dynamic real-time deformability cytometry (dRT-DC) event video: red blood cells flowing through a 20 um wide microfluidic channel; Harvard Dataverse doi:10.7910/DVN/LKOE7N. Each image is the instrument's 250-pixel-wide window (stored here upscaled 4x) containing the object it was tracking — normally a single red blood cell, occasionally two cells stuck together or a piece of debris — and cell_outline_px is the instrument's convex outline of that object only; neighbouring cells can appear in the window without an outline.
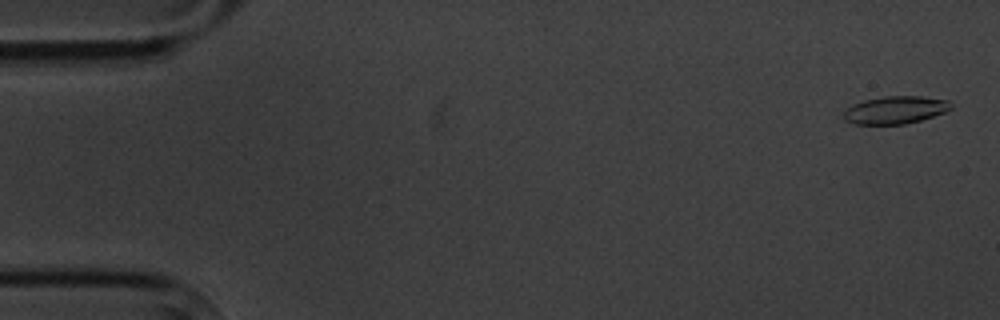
{"species": "common noctule bat (a hibernating species)", "species_latin": "Nyctalus noctula", "temperature_condition": "cold", "stored_images_in_passage": 15, "camera_frame_rate_fps": 3000, "um_per_image_px": 0.085, "animal": {"sex": "male", "body_mass_g": 20.1, "forearm_length_mm": 53.5}, "frame": {"image": 1, "passage_image": 1, "time_ms": 0.0, "image_size_px": [1000, 320], "cell_outline_px": [[952, 108], [944, 112], [920, 120], [904, 124], [856, 124], [844, 120], [844, 112], [852, 104], [864, 100], [884, 96], [920, 96], [948, 100], [952, 104]], "centroid_in_image_um": [76.1, 9.34], "position_along_channel_um": 8.9, "area_um2": 17.17}}
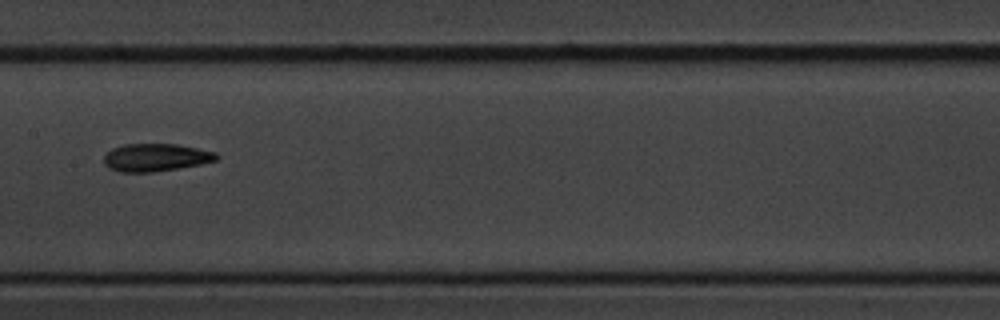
{"frame": {"image": 2, "passage_image": 8, "time_ms": 9.0, "image_size_px": [1000, 320], "cell_outline_px": [[220, 156], [216, 160], [200, 164], [152, 172], [120, 172], [108, 168], [104, 164], [104, 156], [112, 148], [124, 144], [176, 144], [216, 152]], "centroid_in_image_um": [13.21, 13.38], "position_along_channel_um": 194.2, "area_um2": 18.09}}
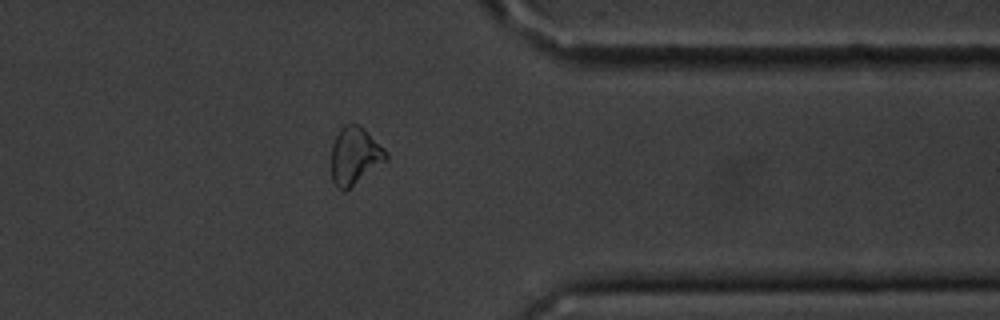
{"frame": {"image": 3, "passage_image": 13, "time_ms": 14.667, "image_size_px": [1000, 320], "cell_outline_px": [[388, 160], [344, 192], [332, 180], [332, 144], [340, 128], [344, 124], [356, 124], [364, 128], [388, 152]], "centroid_in_image_um": [30.18, 13.24], "position_along_channel_um": 381.2, "area_um2": 18.26}, "authors_computed_cell_mechanics": {"area_um2": 17.9758, "velocity_mm_per_s": 3.4783, "shape_relaxation_time_tau1_ms": 3.111, "shape_relaxation_time_tau2_ms": 2.6966, "deformation_change_tau1": 0.1054, "deformation_change_tau2": 0.082}}